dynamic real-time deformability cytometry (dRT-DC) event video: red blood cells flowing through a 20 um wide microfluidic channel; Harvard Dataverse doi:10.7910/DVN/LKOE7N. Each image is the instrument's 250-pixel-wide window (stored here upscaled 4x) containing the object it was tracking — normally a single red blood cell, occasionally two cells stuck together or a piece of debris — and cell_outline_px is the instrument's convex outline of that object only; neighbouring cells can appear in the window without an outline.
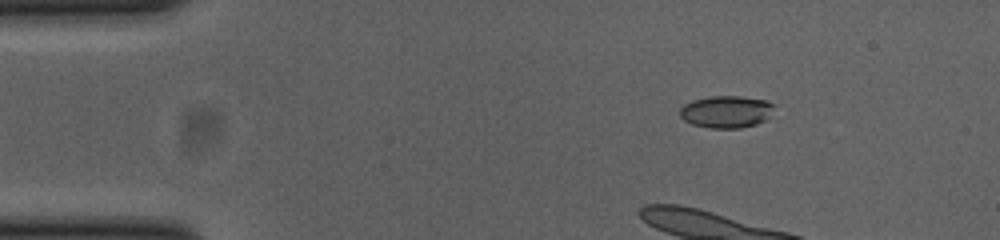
{"species": "common noctule bat (a hibernating species)", "species_latin": "Nyctalus noctula", "temperature_condition": "cold", "stored_images_in_passage": 8, "camera_frame_rate_fps": 3000, "um_per_image_px": 0.085, "animal": {"sex": "female", "body_mass_g": 23.0, "forearm_length_mm": 53.4}, "frame": {"image": 1, "passage_image": 1, "time_ms": 0.0, "image_size_px": [1000, 240], "cell_outline_px": [[776, 104], [768, 120], [756, 124], [740, 128], [708, 128], [692, 124], [684, 120], [680, 116], [680, 108], [684, 104], [692, 100], [708, 96], [740, 96], [768, 100]], "centroid_in_image_um": [61.77, 9.49], "position_along_channel_um": 23.2, "area_um2": 18.03}}